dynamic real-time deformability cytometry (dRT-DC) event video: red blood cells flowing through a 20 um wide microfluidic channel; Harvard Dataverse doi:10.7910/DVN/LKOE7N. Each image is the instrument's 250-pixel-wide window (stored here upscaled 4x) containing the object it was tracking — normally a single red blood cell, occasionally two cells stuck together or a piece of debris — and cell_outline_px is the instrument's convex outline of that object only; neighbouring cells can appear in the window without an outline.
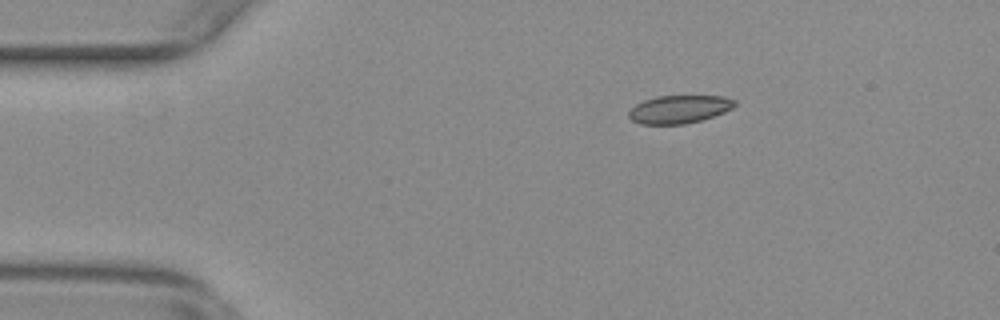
{"species": "common noctule bat (a hibernating species)", "species_latin": "Nyctalus noctula", "temperature_condition": "warm", "stored_images_in_passage": 53, "camera_frame_rate_fps": 3000, "um_per_image_px": 0.085, "animal": {"sex": "female", "body_mass_g": 29.2, "forearm_length_mm": 56.3}, "frame": {"image": 1, "passage_image": 7, "time_ms": 2.0, "image_size_px": [1000, 320], "cell_outline_px": [[736, 104], [732, 108], [724, 112], [700, 120], [684, 124], [640, 124], [632, 120], [628, 116], [628, 112], [636, 104], [644, 100], [656, 96], [724, 96], [736, 100]], "centroid_in_image_um": [57.72, 9.28], "position_along_channel_um": 27.3, "area_um2": 17.22}}
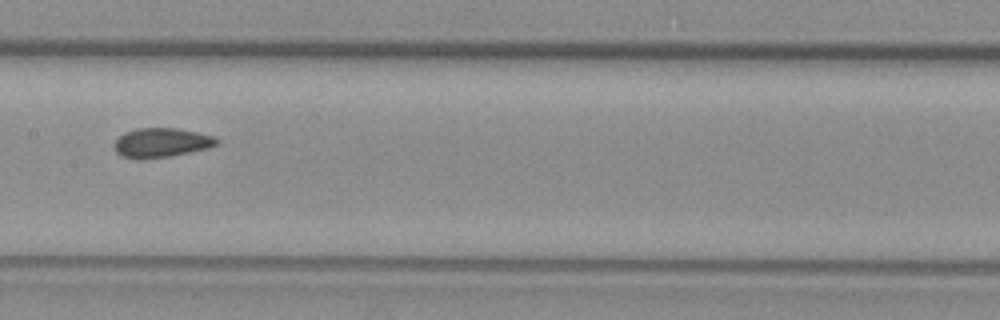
{"frame": {"image": 2, "passage_image": 25, "time_ms": 8.0, "image_size_px": [1000, 320], "cell_outline_px": [[216, 144], [208, 148], [168, 156], [140, 160], [136, 160], [120, 156], [116, 152], [112, 144], [124, 132], [136, 128], [176, 128], [196, 132], [212, 136], [216, 140]], "centroid_in_image_um": [13.61, 12.14], "position_along_channel_um": 193.8, "area_um2": 17.46}}
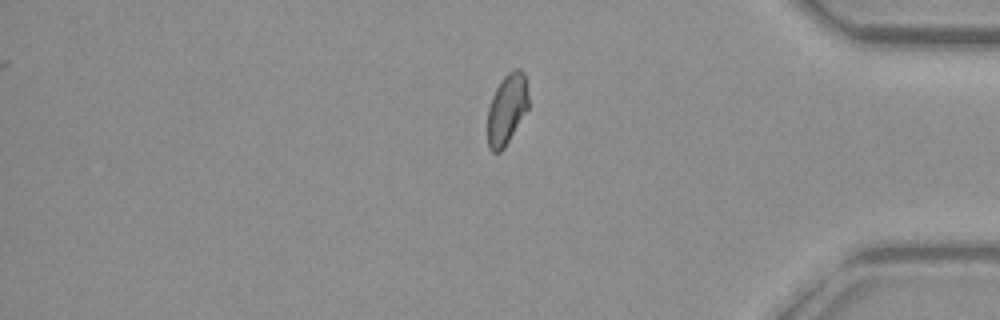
{"frame": {"image": 3, "passage_image": 43, "time_ms": 14.0, "image_size_px": [1000, 320], "cell_outline_px": [[528, 108], [504, 148], [500, 152], [492, 152], [488, 148], [488, 108], [492, 96], [500, 80], [512, 68], [520, 68], [524, 72], [528, 96]], "centroid_in_image_um": [43.07, 9.25], "position_along_channel_um": 392.1, "area_um2": 16.82}}